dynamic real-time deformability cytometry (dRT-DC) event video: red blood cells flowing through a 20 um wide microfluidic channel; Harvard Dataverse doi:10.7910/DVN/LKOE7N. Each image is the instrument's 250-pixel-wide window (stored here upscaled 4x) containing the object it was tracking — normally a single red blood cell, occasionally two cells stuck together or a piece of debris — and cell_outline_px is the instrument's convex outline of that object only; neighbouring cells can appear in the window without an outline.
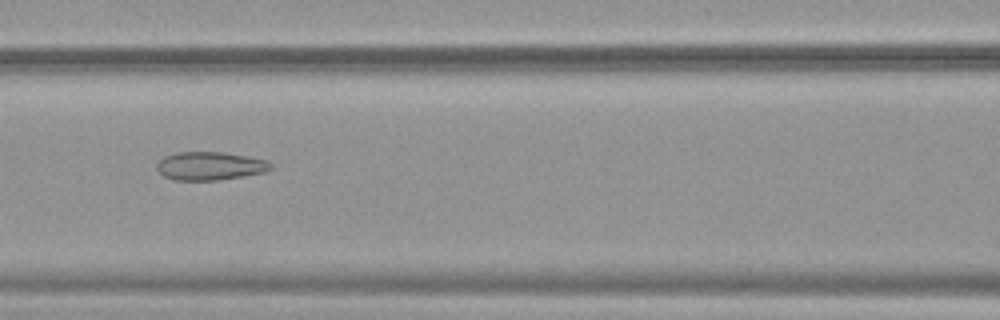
{"species": "common noctule bat (a hibernating species)", "species_latin": "Nyctalus noctula", "temperature_condition": "warm", "stored_images_in_passage": 53, "camera_frame_rate_fps": 3000, "um_per_image_px": 0.085, "animal": {"sex": "female", "body_mass_g": 19.9}, "frame": {"image": 1, "passage_image": 24, "time_ms": 7.667, "image_size_px": [1000, 320], "cell_outline_px": [[272, 168], [264, 172], [244, 176], [216, 180], [172, 180], [164, 176], [156, 168], [156, 164], [164, 156], [176, 152], [224, 152], [268, 160], [272, 164]], "centroid_in_image_um": [17.84, 14.1], "position_along_channel_um": 148.8, "area_um2": 18.84}}
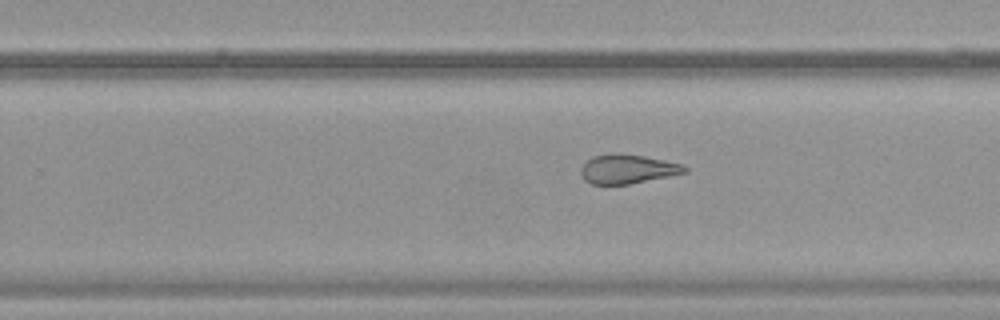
{"frame": {"image": 2, "passage_image": 34, "time_ms": 11.0, "image_size_px": [1000, 320], "cell_outline_px": [[688, 172], [628, 184], [592, 184], [584, 180], [580, 176], [580, 168], [592, 156], [616, 152], [644, 156], [684, 164], [688, 168]], "centroid_in_image_um": [53.33, 14.35], "position_along_channel_um": 276.5, "area_um2": 17.74}}
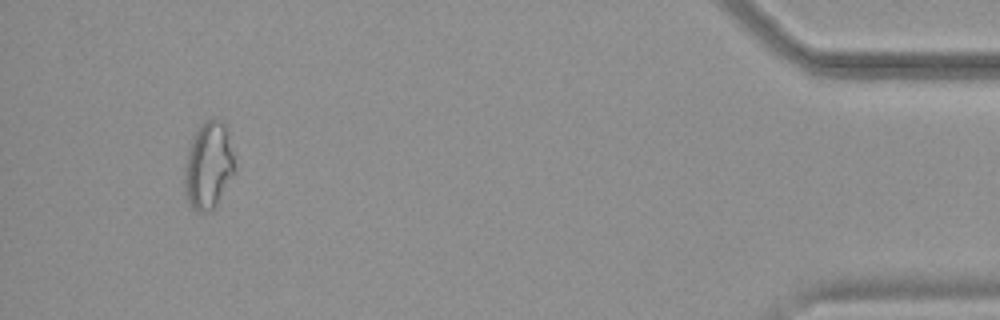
{"frame": {"image": 3, "passage_image": 50, "time_ms": 16.333, "image_size_px": [1000, 320], "cell_outline_px": [[236, 172], [212, 212], [196, 212], [188, 204], [184, 184], [184, 164], [188, 148], [192, 136], [200, 124], [208, 120], [224, 120], [228, 124], [236, 168]], "centroid_in_image_um": [17.74, 14.06], "position_along_channel_um": 417.5, "area_um2": 26.41}, "authors_computed_cell_mechanics": {"area_um2": 23.5246, "velocity_mm_per_s": 3.8463, "shape_relaxation_time_tau1_ms": null, "shape_relaxation_time_tau2_ms": 1.8941, "deformation_change_tau1": null, "deformation_change_tau2": 0.0938}}